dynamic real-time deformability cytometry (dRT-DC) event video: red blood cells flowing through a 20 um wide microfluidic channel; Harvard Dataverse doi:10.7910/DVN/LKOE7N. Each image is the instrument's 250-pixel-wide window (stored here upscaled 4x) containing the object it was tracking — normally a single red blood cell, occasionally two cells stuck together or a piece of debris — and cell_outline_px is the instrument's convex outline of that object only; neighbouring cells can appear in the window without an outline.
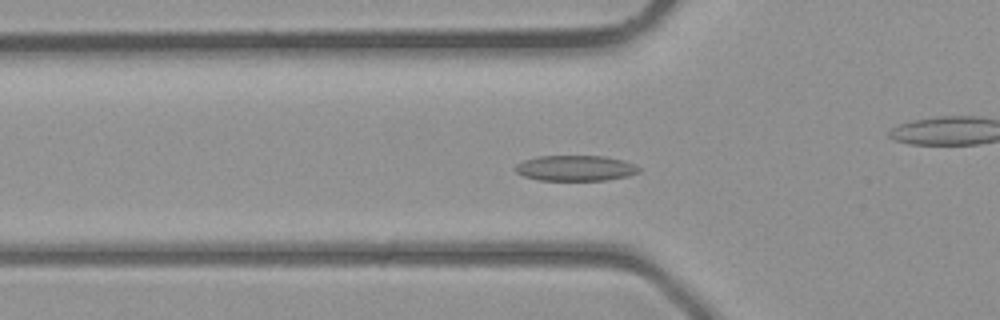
{"species": "common noctule bat (a hibernating species)", "species_latin": "Nyctalus noctula", "temperature_condition": "room temperature", "stored_images_in_passage": 30, "camera_frame_rate_fps": 3000, "um_per_image_px": 0.085, "animal": {"sex": "male", "body_mass_g": 23.1, "forearm_length_mm": 52.7}, "frame": {"image": 1, "passage_image": 15, "time_ms": 4.667, "image_size_px": [1000, 320], "cell_outline_px": [[640, 172], [628, 176], [608, 180], [540, 180], [524, 176], [516, 172], [512, 168], [516, 164], [524, 160], [536, 156], [604, 156], [624, 160], [640, 168]], "centroid_in_image_um": [48.89, 14.29], "position_along_channel_um": 76.9, "area_um2": 18.5}}
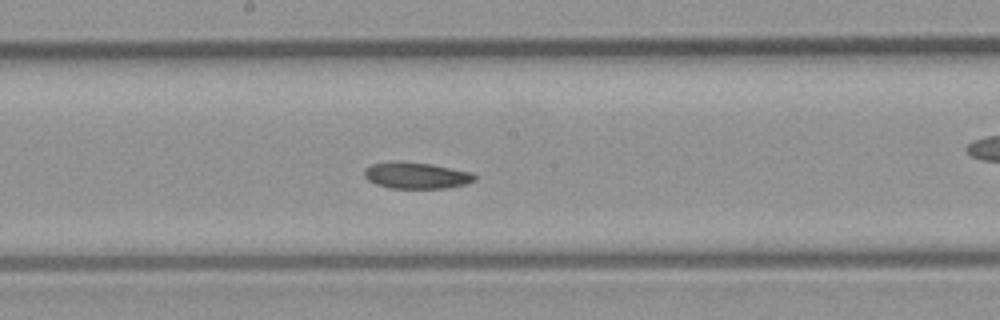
{"frame": {"image": 2, "passage_image": 23, "time_ms": 7.333, "image_size_px": [1000, 320], "cell_outline_px": [[476, 180], [464, 184], [448, 188], [388, 188], [376, 184], [368, 180], [364, 176], [364, 168], [372, 164], [396, 160], [432, 164], [472, 172], [476, 176]], "centroid_in_image_um": [35.37, 14.9], "position_along_channel_um": 212.8, "area_um2": 17.17}}
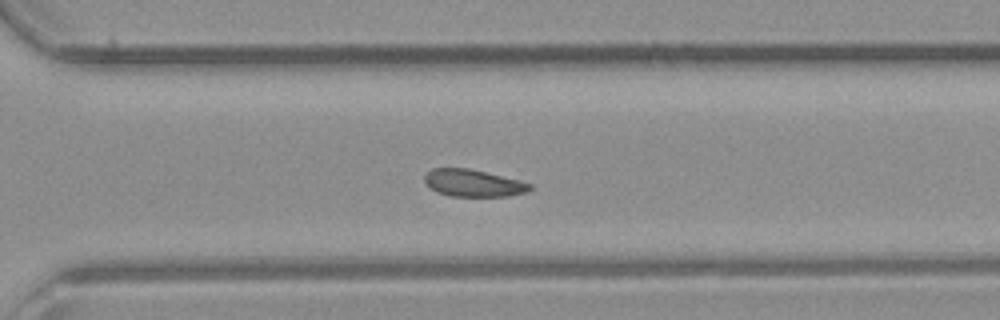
{"frame": {"image": 3, "passage_image": 30, "time_ms": 9.667, "image_size_px": [1000, 320], "cell_outline_px": [[532, 188], [528, 192], [508, 196], [448, 196], [436, 192], [428, 188], [424, 180], [424, 176], [432, 168], [468, 168], [520, 180], [532, 184]], "centroid_in_image_um": [40.21, 15.57], "position_along_channel_um": 330.4, "area_um2": 16.82}}